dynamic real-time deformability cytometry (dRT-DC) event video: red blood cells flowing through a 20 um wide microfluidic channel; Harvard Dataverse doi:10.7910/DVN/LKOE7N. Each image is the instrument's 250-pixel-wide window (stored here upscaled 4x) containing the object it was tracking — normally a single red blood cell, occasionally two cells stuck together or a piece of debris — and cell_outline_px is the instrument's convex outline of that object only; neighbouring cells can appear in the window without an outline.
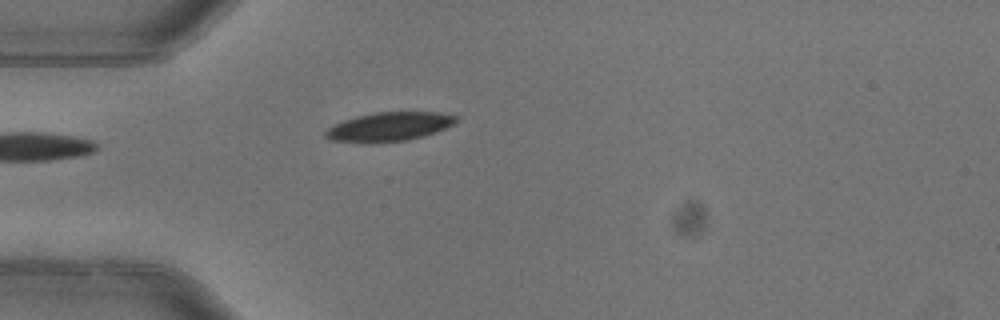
{"species": "common noctule bat (a hibernating species)", "species_latin": "Nyctalus noctula", "temperature_condition": "warm", "stored_images_in_passage": 3, "camera_frame_rate_fps": 3000, "um_per_image_px": 0.085, "animal": {"sex": "female"}, "frame": {"image": 1, "passage_image": 3, "time_ms": 0.667, "image_size_px": [1000, 320], "cell_outline_px": [[460, 120], [436, 132], [408, 140], [368, 144], [364, 144], [332, 140], [324, 136], [324, 132], [332, 124], [356, 116], [376, 112], [440, 112], [456, 116]], "centroid_in_image_um": [33.03, 10.78], "position_along_channel_um": 52.0, "area_um2": 22.31}}